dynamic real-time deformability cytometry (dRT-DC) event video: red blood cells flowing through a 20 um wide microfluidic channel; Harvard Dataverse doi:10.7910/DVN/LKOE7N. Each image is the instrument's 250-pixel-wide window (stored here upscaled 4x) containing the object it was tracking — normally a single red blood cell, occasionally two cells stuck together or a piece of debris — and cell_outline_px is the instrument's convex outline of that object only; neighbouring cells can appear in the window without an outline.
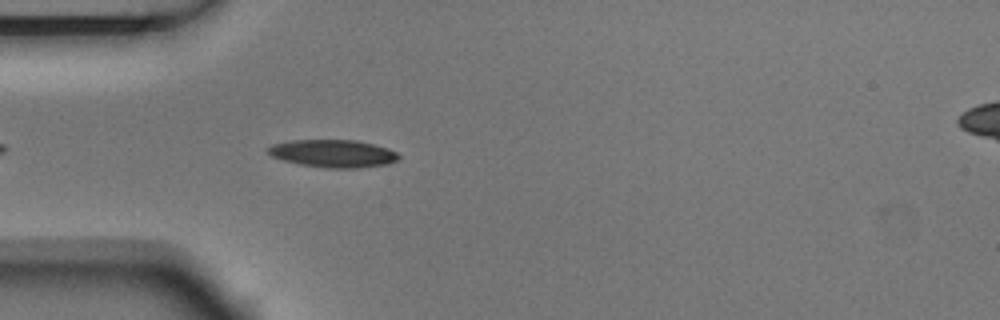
{"species": "Egyptian fruit bat (a non-hibernating species)", "species_latin": "Rousettus aegyptiacus", "temperature_condition": "room temperature", "stored_images_in_passage": 4, "camera_frame_rate_fps": 3000, "um_per_image_px": 0.085, "animal": {"sex": "male"}, "frame": {"image": 1, "passage_image": 4, "time_ms": 1.0, "image_size_px": [1000, 320], "cell_outline_px": [[400, 156], [396, 160], [388, 164], [356, 168], [328, 168], [300, 164], [284, 160], [272, 156], [264, 148], [272, 144], [292, 140], [356, 140], [388, 148], [396, 152]], "centroid_in_image_um": [28.29, 13.04], "position_along_channel_um": 56.7, "area_um2": 20.98}}